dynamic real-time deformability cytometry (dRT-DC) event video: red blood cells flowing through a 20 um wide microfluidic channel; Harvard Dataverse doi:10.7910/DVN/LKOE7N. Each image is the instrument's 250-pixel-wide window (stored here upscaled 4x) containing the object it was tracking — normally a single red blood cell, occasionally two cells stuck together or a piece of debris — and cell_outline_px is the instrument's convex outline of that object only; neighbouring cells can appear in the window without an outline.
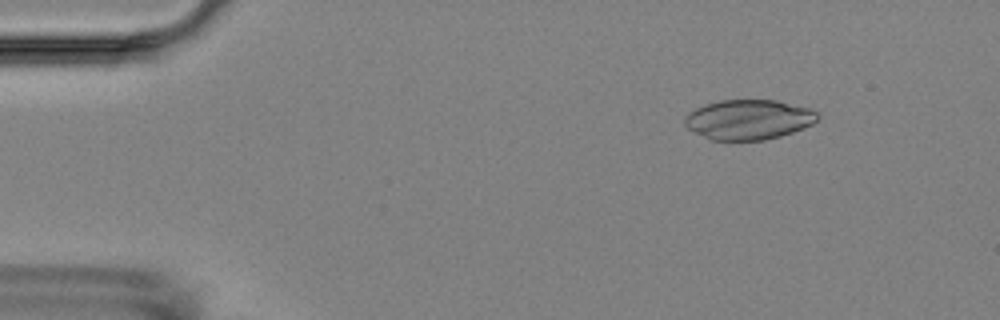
{"species": "Egyptian fruit bat (a non-hibernating species)", "species_latin": "Rousettus aegyptiacus", "temperature_condition": "room temperature", "stored_images_in_passage": 6, "camera_frame_rate_fps": 3000, "um_per_image_px": 0.085, "animal": {"sex": "female"}, "frame": {"image": 1, "passage_image": 1, "time_ms": 0.0, "image_size_px": [1000, 320], "cell_outline_px": [[820, 116], [812, 124], [804, 128], [780, 136], [764, 140], [712, 140], [688, 128], [684, 124], [684, 116], [688, 112], [696, 108], [720, 100], [776, 100], [808, 108], [816, 112]], "centroid_in_image_um": [63.62, 10.16], "position_along_channel_um": 21.4, "area_um2": 30.69}}
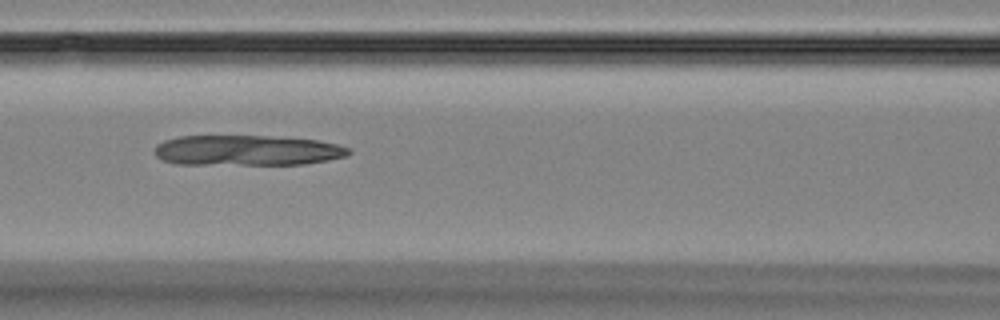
{"frame": {"image": 2, "passage_image": 6, "time_ms": 5.667, "image_size_px": [1000, 320], "cell_outline_px": [[352, 152], [348, 156], [328, 160], [304, 164], [176, 164], [164, 160], [156, 156], [156, 144], [164, 140], [180, 136], [268, 136], [316, 140], [336, 144], [348, 148]], "centroid_in_image_um": [21.01, 12.78], "position_along_channel_um": 145.6, "area_um2": 34.22}}